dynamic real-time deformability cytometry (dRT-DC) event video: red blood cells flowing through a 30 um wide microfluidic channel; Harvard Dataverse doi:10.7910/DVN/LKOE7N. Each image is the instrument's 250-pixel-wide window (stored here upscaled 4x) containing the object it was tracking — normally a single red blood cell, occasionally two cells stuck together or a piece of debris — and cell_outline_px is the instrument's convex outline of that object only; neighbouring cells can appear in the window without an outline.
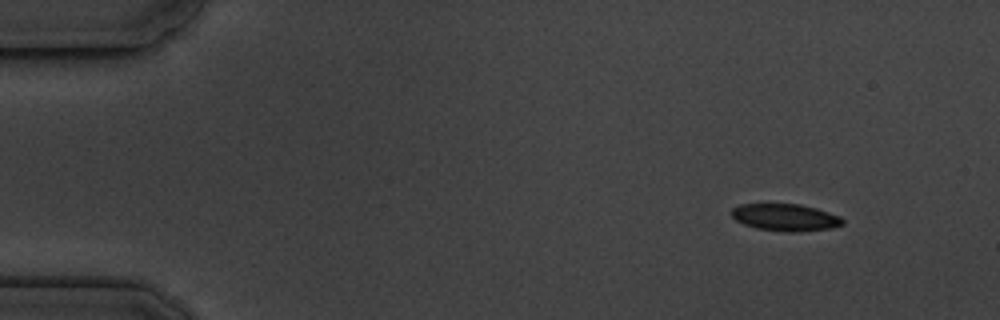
{"species": "common noctule bat (a hibernating species)", "species_latin": "Nyctalus noctula", "temperature_condition": "cold", "stored_images_in_passage": 8, "camera_frame_rate_fps": 3000, "um_per_image_px": 0.085, "animal": {"sex": "male", "body_mass_g": 19.5, "forearm_length_mm": 54.6}, "frame": {"image": 1, "passage_image": 1, "time_ms": 0.0, "image_size_px": [1000, 320], "cell_outline_px": [[844, 224], [832, 228], [796, 232], [788, 232], [756, 228], [744, 224], [736, 220], [732, 216], [732, 208], [740, 204], [800, 204], [816, 208], [840, 216], [844, 220]], "centroid_in_image_um": [66.77, 18.48], "position_along_channel_um": 18.2, "area_um2": 17.51}}
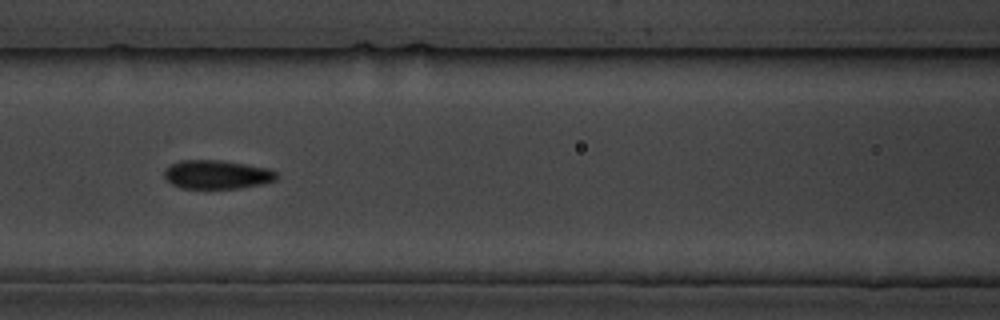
{"frame": {"image": 2, "passage_image": 6, "time_ms": 6.333, "image_size_px": [1000, 320], "cell_outline_px": [[276, 180], [260, 184], [240, 188], [180, 188], [172, 184], [164, 176], [164, 172], [172, 164], [180, 160], [220, 160], [268, 168], [276, 172]], "centroid_in_image_um": [18.43, 14.83], "position_along_channel_um": 148.2, "area_um2": 18.55}}
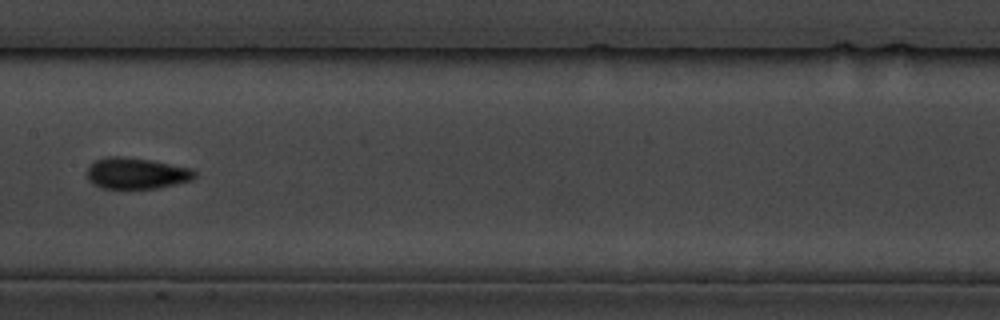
{"frame": {"image": 3, "passage_image": 7, "time_ms": 7.667, "image_size_px": [1000, 320], "cell_outline_px": [[196, 176], [192, 180], [156, 188], [100, 188], [92, 184], [88, 180], [88, 164], [104, 156], [120, 156], [152, 160], [192, 168], [196, 172]], "centroid_in_image_um": [11.57, 14.72], "position_along_channel_um": 195.8, "area_um2": 19.71}}